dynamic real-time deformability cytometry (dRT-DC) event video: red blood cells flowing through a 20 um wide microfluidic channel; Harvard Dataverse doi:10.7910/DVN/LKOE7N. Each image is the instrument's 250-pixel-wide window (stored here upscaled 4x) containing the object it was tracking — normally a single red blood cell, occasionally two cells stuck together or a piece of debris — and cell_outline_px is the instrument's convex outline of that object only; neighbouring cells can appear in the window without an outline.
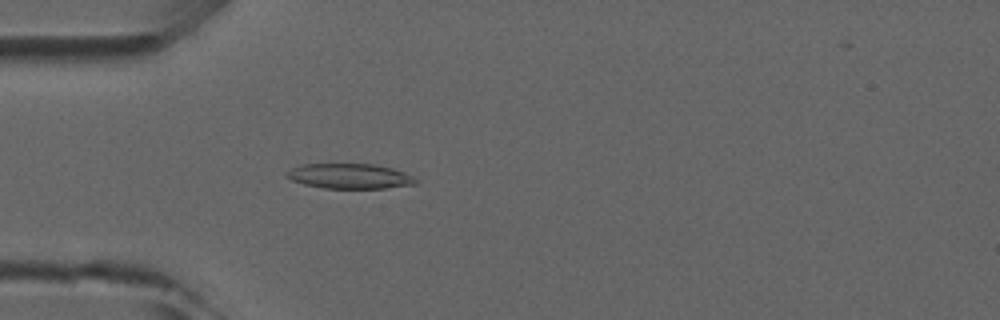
{"species": "common noctule bat (a hibernating species)", "species_latin": "Nyctalus noctula", "temperature_condition": "room temperature", "stored_images_in_passage": 49, "camera_frame_rate_fps": 3000, "um_per_image_px": 0.085, "animal": {"sex": "male", "forearm_length_mm": 52.5}, "frame": {"image": 1, "passage_image": 14, "time_ms": 4.333, "image_size_px": [1000, 320], "cell_outline_px": [[420, 180], [416, 184], [384, 188], [324, 188], [304, 184], [292, 180], [284, 172], [292, 168], [304, 164], [376, 164], [392, 168], [404, 172]], "centroid_in_image_um": [29.76, 14.97], "position_along_channel_um": 55.2, "area_um2": 18.79}}
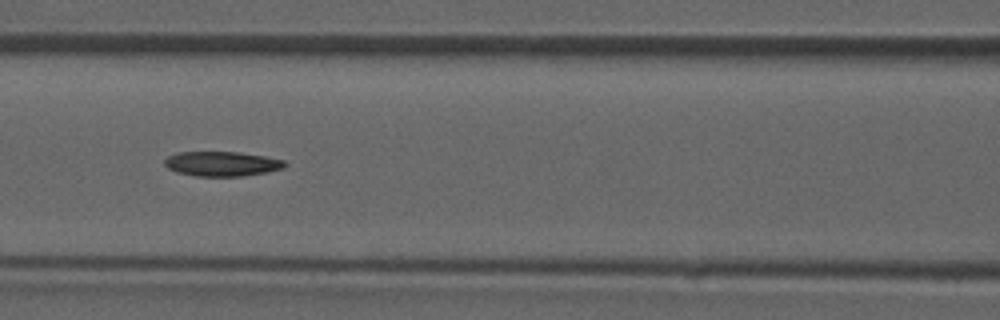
{"frame": {"image": 2, "passage_image": 21, "time_ms": 6.667, "image_size_px": [1000, 320], "cell_outline_px": [[288, 164], [284, 168], [268, 172], [244, 176], [196, 176], [176, 172], [168, 168], [164, 164], [164, 160], [168, 156], [176, 152], [240, 152], [264, 156], [284, 160]], "centroid_in_image_um": [18.87, 13.92], "position_along_channel_um": 147.7, "area_um2": 17.46}}